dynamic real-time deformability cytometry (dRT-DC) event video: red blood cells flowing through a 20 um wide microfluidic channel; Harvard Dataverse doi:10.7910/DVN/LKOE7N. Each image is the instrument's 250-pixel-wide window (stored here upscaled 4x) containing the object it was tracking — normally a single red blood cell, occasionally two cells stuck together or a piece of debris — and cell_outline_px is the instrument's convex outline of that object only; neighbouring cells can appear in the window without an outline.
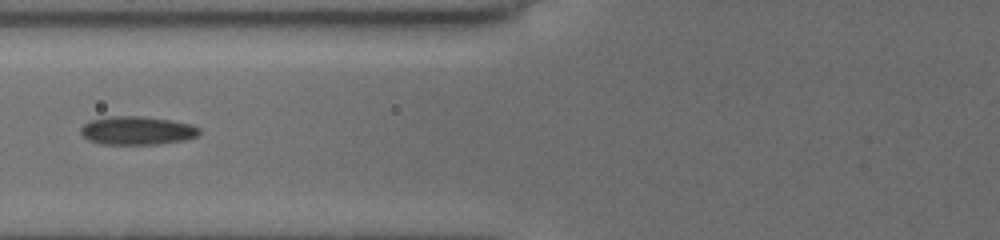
{"species": "common noctule bat (a hibernating species)", "species_latin": "Nyctalus noctula", "temperature_condition": "cold", "stored_images_in_passage": 16, "camera_frame_rate_fps": 3000, "um_per_image_px": 0.085, "animal": {"sex": "female", "body_mass_g": 19.5, "forearm_length_mm": 54.1}, "frame": {"image": 1, "passage_image": 5, "time_ms": 2.0, "image_size_px": [1000, 240], "cell_outline_px": [[200, 132], [196, 136], [184, 140], [156, 144], [104, 144], [88, 140], [80, 132], [80, 128], [84, 124], [92, 120], [112, 116], [140, 116], [172, 120], [192, 124], [200, 128]], "centroid_in_image_um": [11.67, 11.09], "position_along_channel_um": 114.1, "area_um2": 19.54}}
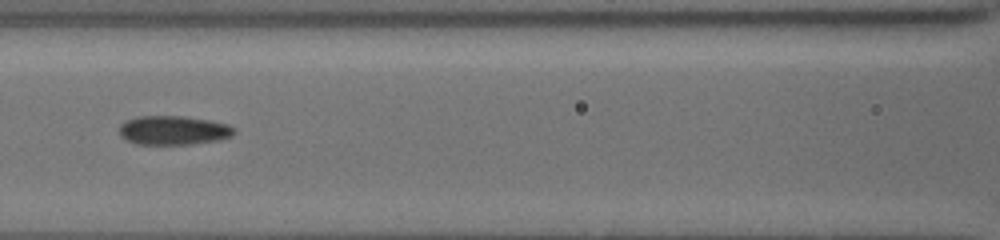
{"frame": {"image": 2, "passage_image": 7, "time_ms": 3.0, "image_size_px": [1000, 240], "cell_outline_px": [[236, 128], [232, 136], [216, 140], [192, 144], [136, 144], [120, 136], [120, 124], [124, 120], [136, 116], [184, 116], [212, 120], [228, 124]], "centroid_in_image_um": [14.74, 11.06], "position_along_channel_um": 151.9, "area_um2": 19.59}}
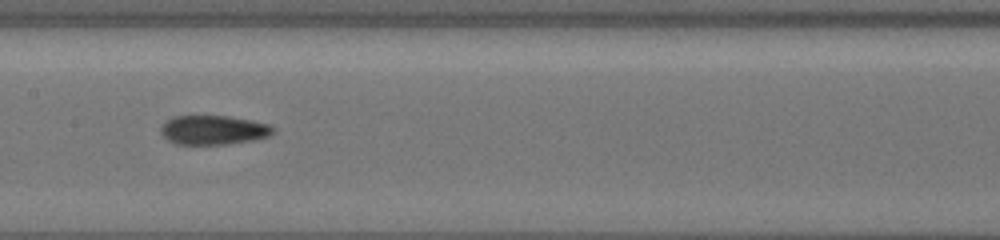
{"frame": {"image": 3, "passage_image": 11, "time_ms": 4.0, "image_size_px": [1000, 240], "cell_outline_px": [[276, 128], [268, 136], [252, 140], [228, 144], [176, 144], [168, 140], [160, 132], [160, 128], [172, 116], [228, 116], [252, 120], [268, 124]], "centroid_in_image_um": [18.14, 11.05], "position_along_channel_um": 189.3, "area_um2": 19.02}}